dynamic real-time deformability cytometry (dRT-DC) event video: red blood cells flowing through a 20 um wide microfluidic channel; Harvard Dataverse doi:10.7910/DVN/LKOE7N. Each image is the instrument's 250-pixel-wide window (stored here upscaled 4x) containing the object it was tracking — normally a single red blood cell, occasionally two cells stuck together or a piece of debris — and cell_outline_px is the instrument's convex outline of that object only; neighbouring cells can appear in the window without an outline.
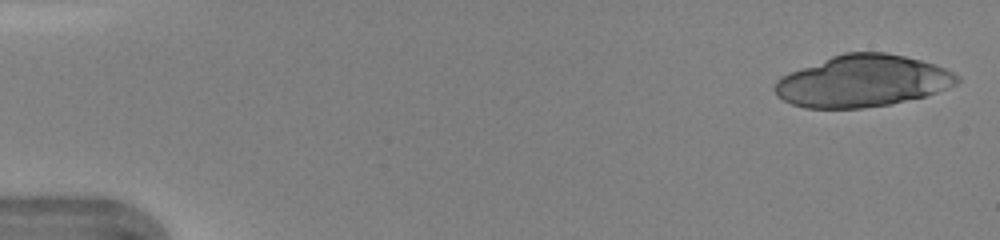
{"species": "human", "species_latin": "Homo sapiens", "temperature_condition": "warm", "stored_images_in_passage": 32, "camera_frame_rate_fps": 3000, "um_per_image_px": 0.085, "donor": {"sex": "female"}, "frame": {"image": 1, "passage_image": 1, "time_ms": 0.0, "image_size_px": [1000, 240], "cell_outline_px": [[960, 80], [956, 84], [936, 92], [924, 96], [892, 104], [860, 108], [804, 108], [792, 104], [776, 96], [776, 80], [780, 76], [788, 72], [832, 56], [844, 52], [884, 52], [904, 56], [936, 64], [960, 76]], "centroid_in_image_um": [73.3, 6.89], "position_along_channel_um": 11.7, "area_um2": 54.91}}
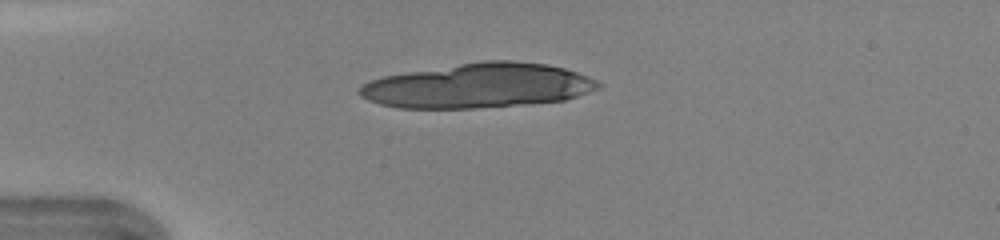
{"frame": {"image": 2, "passage_image": 11, "time_ms": 3.333, "image_size_px": [1000, 240], "cell_outline_px": [[604, 84], [600, 88], [564, 100], [528, 104], [472, 108], [400, 108], [380, 104], [368, 100], [360, 96], [360, 88], [368, 80], [384, 76], [408, 72], [484, 60], [516, 60], [548, 64], [564, 68], [588, 76]], "centroid_in_image_um": [40.68, 7.28], "position_along_channel_um": 44.3, "area_um2": 61.85}}